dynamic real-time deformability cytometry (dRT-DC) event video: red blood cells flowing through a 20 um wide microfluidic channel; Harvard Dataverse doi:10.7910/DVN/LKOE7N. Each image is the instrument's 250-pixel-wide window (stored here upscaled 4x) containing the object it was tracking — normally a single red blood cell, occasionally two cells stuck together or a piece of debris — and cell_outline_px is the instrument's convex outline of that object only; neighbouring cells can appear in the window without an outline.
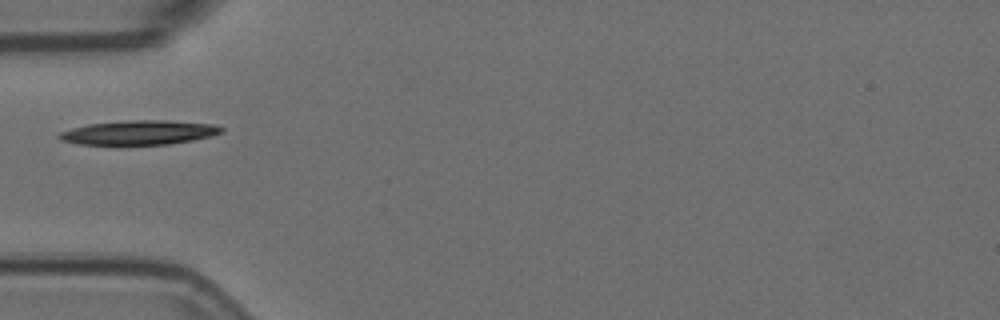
{"species": "Egyptian fruit bat (a non-hibernating species)", "species_latin": "Rousettus aegyptiacus", "temperature_condition": "room temperature", "stored_images_in_passage": 4, "camera_frame_rate_fps": 3000, "um_per_image_px": 0.085, "animal": {"sex": "female"}, "frame": {"image": 1, "passage_image": 2, "time_ms": 0.333, "image_size_px": [1000, 320], "cell_outline_px": [[224, 132], [212, 136], [192, 140], [168, 144], [116, 148], [76, 144], [60, 140], [56, 136], [60, 132], [72, 128], [88, 124], [128, 120], [168, 120], [212, 124], [224, 128]], "centroid_in_image_um": [11.73, 11.32], "position_along_channel_um": 73.3, "area_um2": 24.28}}
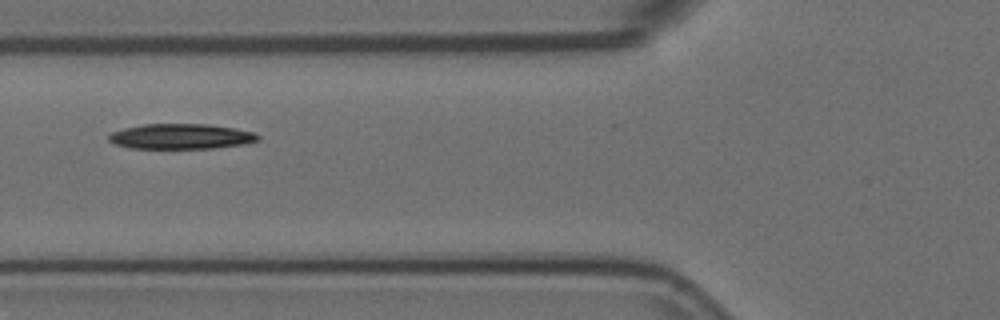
{"frame": {"image": 2, "passage_image": 3, "time_ms": 0.667, "image_size_px": [1000, 320], "cell_outline_px": [[260, 140], [244, 144], [212, 148], [132, 148], [112, 144], [108, 140], [108, 136], [112, 132], [124, 128], [144, 124], [208, 124], [232, 128], [252, 132], [260, 136]], "centroid_in_image_um": [15.35, 11.6], "position_along_channel_um": 110.4, "area_um2": 21.85}}
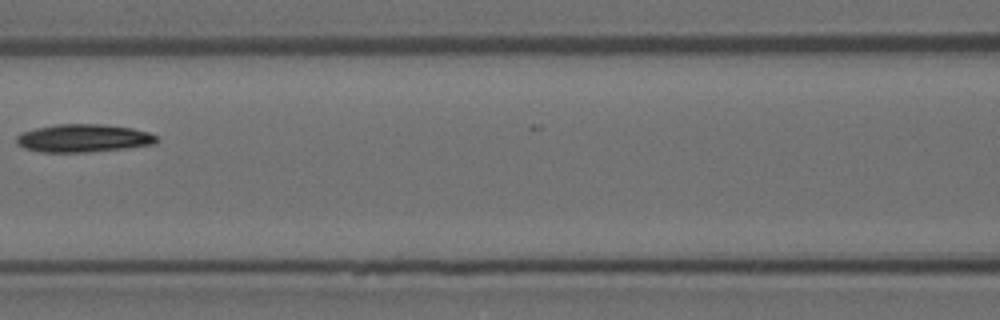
{"frame": {"image": 3, "passage_image": 4, "time_ms": 1.0, "image_size_px": [1000, 320], "cell_outline_px": [[156, 140], [152, 144], [124, 148], [88, 152], [40, 152], [24, 148], [16, 144], [16, 136], [24, 132], [36, 128], [56, 124], [104, 124], [132, 128], [148, 132], [156, 136]], "centroid_in_image_um": [7.04, 11.74], "position_along_channel_um": 159.6, "area_um2": 22.66}}